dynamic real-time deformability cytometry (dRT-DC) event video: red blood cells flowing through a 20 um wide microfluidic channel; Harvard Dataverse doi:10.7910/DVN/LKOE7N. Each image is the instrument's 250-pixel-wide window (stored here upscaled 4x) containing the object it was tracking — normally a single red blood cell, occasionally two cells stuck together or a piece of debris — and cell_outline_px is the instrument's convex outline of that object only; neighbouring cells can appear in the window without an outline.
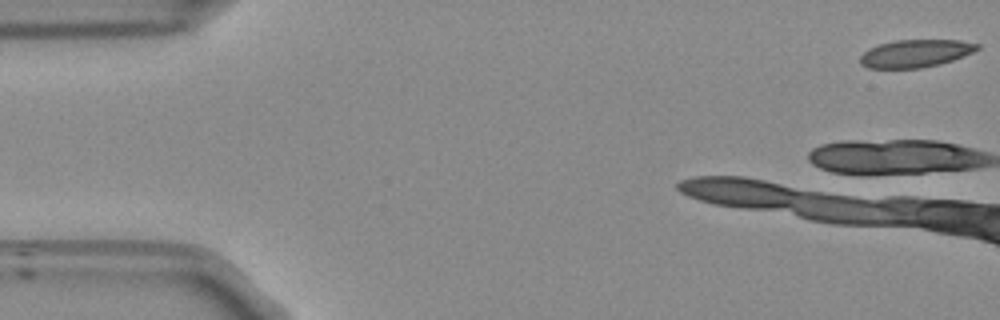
{"species": "Egyptian fruit bat (a non-hibernating species)", "species_latin": "Rousettus aegyptiacus", "temperature_condition": "room temperature", "stored_images_in_passage": 42, "camera_frame_rate_fps": 3000, "um_per_image_px": 0.085, "frame": {"image": 1, "passage_image": 1, "time_ms": 0.0, "image_size_px": [1000, 320], "cell_outline_px": [[980, 48], [964, 56], [940, 64], [920, 68], [868, 68], [860, 64], [860, 56], [868, 48], [880, 44], [896, 40], [960, 40], [980, 44]], "centroid_in_image_um": [77.81, 4.54], "position_along_channel_um": 7.2, "area_um2": 18.9}}
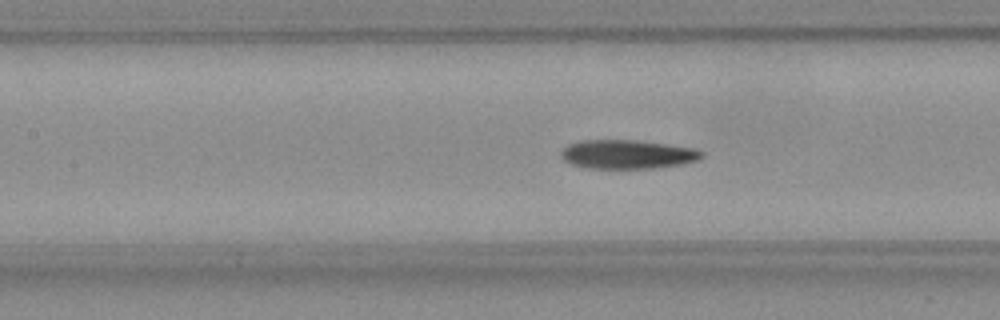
{"frame": {"image": 2, "passage_image": 17, "time_ms": 5.333, "image_size_px": [1000, 320], "cell_outline_px": [[704, 156], [700, 160], [680, 164], [652, 168], [588, 168], [572, 164], [564, 160], [560, 156], [560, 152], [568, 144], [584, 140], [636, 140], [696, 148], [704, 152]], "centroid_in_image_um": [53.35, 13.11], "position_along_channel_um": 154.0, "area_um2": 23.7}}
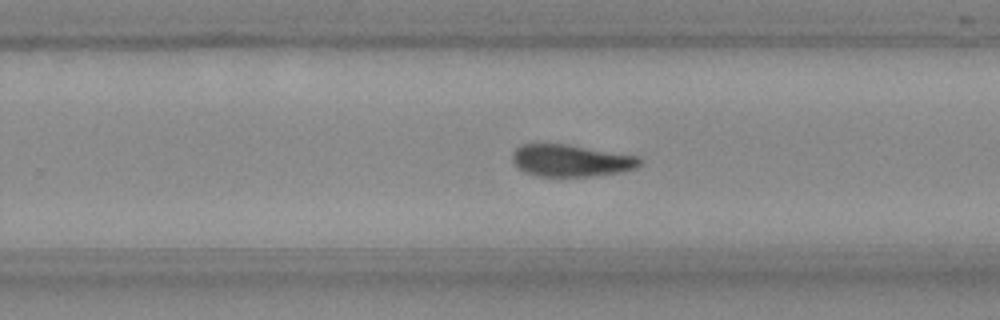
{"frame": {"image": 3, "passage_image": 27, "time_ms": 8.667, "image_size_px": [1000, 320], "cell_outline_px": [[640, 164], [636, 168], [620, 172], [588, 176], [544, 176], [528, 172], [520, 168], [512, 160], [512, 152], [520, 144], [568, 144], [640, 156]], "centroid_in_image_um": [48.56, 13.63], "position_along_channel_um": 281.2, "area_um2": 23.52}, "authors_computed_cell_mechanics": {"area_um2": 23.9292, "velocity_mm_per_s": 3.8398, "shape_relaxation_time_tau1_ms": 8.2565, "shape_relaxation_time_tau2_ms": 3.0245, "deformation_change_tau1": 0.2092, "deformation_change_tau2": 0.1006}}